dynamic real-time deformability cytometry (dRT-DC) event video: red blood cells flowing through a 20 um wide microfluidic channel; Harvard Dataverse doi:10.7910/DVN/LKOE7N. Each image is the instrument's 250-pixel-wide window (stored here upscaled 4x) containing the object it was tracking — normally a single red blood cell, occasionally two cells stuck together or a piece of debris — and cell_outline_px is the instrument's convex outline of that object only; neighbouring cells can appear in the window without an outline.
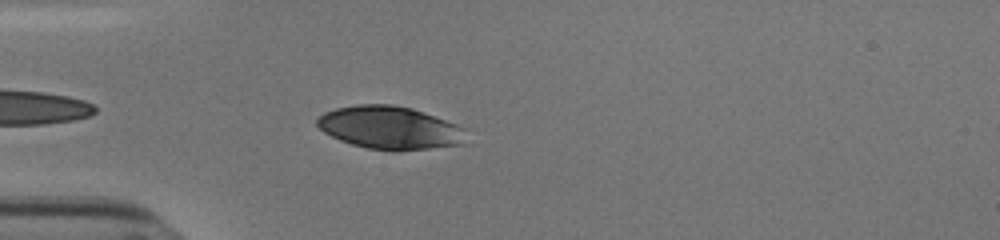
{"species": "human", "species_latin": "Homo sapiens", "temperature_condition": "cold", "stored_images_in_passage": 41, "camera_frame_rate_fps": 3000, "um_per_image_px": 0.085, "donor": {"sex": "male"}, "frame": {"image": 1, "passage_image": 3, "time_ms": 0.667, "image_size_px": [1000, 240], "cell_outline_px": [[468, 144], [396, 152], [368, 148], [352, 144], [340, 140], [324, 132], [316, 124], [316, 120], [324, 112], [336, 108], [356, 104], [392, 104], [412, 108], [468, 128]], "centroid_in_image_um": [33.22, 10.87], "position_along_channel_um": 51.8, "area_um2": 37.97}}
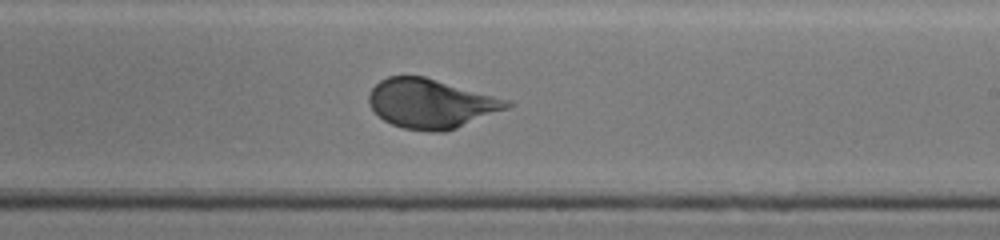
{"frame": {"image": 2, "passage_image": 20, "time_ms": 6.333, "image_size_px": [1000, 240], "cell_outline_px": [[512, 104], [508, 108], [456, 128], [444, 132], [428, 132], [404, 128], [392, 124], [384, 120], [368, 104], [368, 92], [380, 80], [388, 76], [424, 76], [512, 100]], "centroid_in_image_um": [36.64, 8.8], "position_along_channel_um": 252.4, "area_um2": 39.71}}
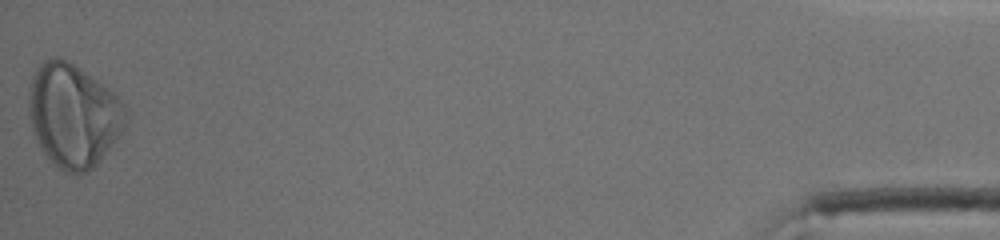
{"frame": {"image": 3, "passage_image": 41, "time_ms": 13.333, "image_size_px": [1000, 240], "cell_outline_px": [[128, 120], [124, 128], [100, 160], [88, 172], [80, 176], [76, 176], [60, 168], [44, 152], [32, 128], [28, 116], [28, 92], [32, 76], [36, 68], [44, 60], [56, 56], [60, 56], [68, 60], [80, 68], [108, 88], [124, 104]], "centroid_in_image_um": [6.22, 9.79], "position_along_channel_um": 429.0, "area_um2": 58.26}, "authors_computed_cell_mechanics": {"area_um2": 39.7086, "velocity_mm_per_s": 3.7937, "shape_relaxation_time_tau1_ms": 2.6131, "shape_relaxation_time_tau2_ms": null, "deformation_change_tau1": 0.1297, "deformation_change_tau2": null}}